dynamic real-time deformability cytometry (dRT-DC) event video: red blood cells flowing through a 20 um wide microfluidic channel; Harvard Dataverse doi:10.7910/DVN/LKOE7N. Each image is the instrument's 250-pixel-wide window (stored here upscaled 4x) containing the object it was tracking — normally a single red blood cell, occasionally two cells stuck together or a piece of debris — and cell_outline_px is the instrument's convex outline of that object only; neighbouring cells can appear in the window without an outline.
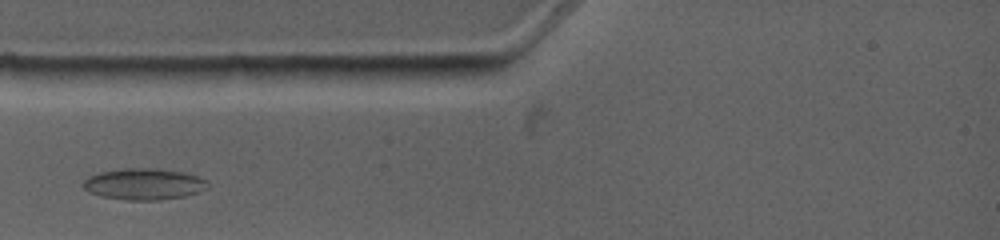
{"species": "common noctule bat (a hibernating species)", "species_latin": "Nyctalus noctula", "temperature_condition": "warm", "stored_images_in_passage": 4, "camera_frame_rate_fps": 4500, "um_per_image_px": 0.085, "animal": {"sex": "female", "body_mass_g": 19.0, "forearm_length_mm": 53.3}, "frame": {"image": 1, "passage_image": 2, "time_ms": 0.667, "image_size_px": [1000, 240], "cell_outline_px": [[208, 188], [184, 196], [160, 200], [128, 200], [104, 196], [88, 192], [84, 188], [84, 180], [88, 176], [100, 172], [124, 168], [152, 168], [180, 172], [196, 176], [208, 180]], "centroid_in_image_um": [12.23, 15.64], "position_along_channel_um": 72.8, "area_um2": 22.48}}
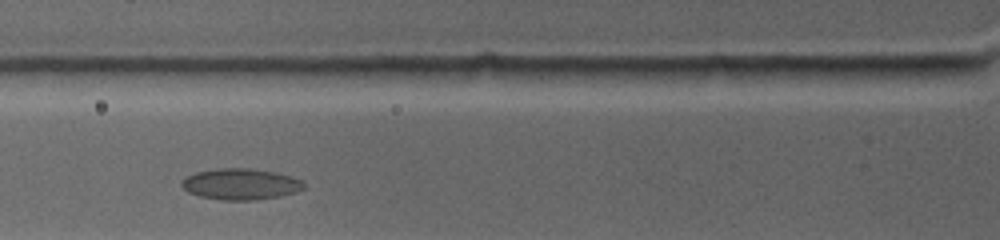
{"frame": {"image": 2, "passage_image": 3, "time_ms": 1.556, "image_size_px": [1000, 240], "cell_outline_px": [[304, 188], [296, 192], [280, 196], [256, 200], [224, 200], [200, 196], [188, 192], [180, 184], [180, 180], [196, 172], [216, 168], [248, 168], [276, 172], [304, 180]], "centroid_in_image_um": [20.46, 15.64], "position_along_channel_um": 105.3, "area_um2": 22.25}}
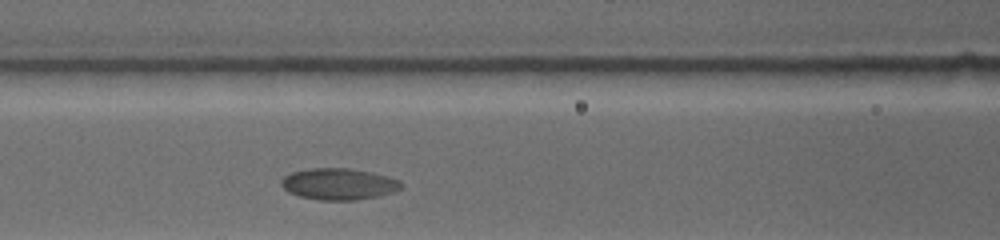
{"frame": {"image": 3, "passage_image": 4, "time_ms": 2.444, "image_size_px": [1000, 240], "cell_outline_px": [[404, 188], [380, 196], [356, 200], [316, 200], [300, 196], [288, 192], [280, 184], [280, 180], [284, 176], [292, 172], [308, 168], [352, 168], [372, 172], [388, 176], [400, 180], [404, 184]], "centroid_in_image_um": [28.82, 15.64], "position_along_channel_um": 137.8, "area_um2": 22.37}}